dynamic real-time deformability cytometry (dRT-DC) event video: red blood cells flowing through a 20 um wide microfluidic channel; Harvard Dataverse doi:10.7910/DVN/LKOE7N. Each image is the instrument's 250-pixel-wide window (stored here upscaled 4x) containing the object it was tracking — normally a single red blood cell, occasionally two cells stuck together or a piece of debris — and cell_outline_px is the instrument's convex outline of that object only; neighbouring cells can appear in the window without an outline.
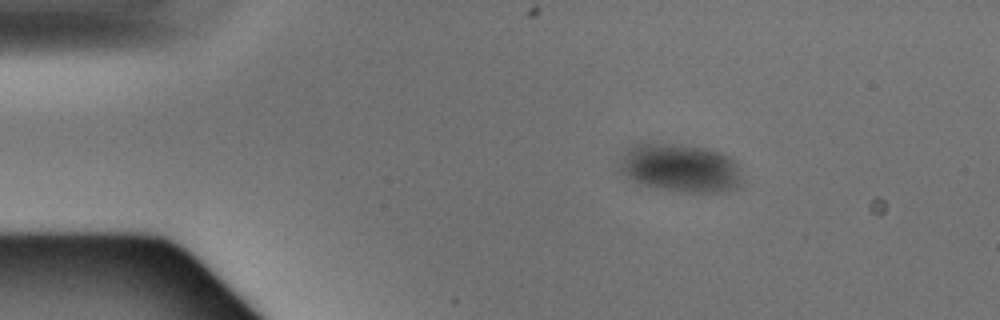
{"species": "Egyptian fruit bat (a non-hibernating species)", "species_latin": "Rousettus aegyptiacus", "temperature_condition": "warm", "stored_images_in_passage": 3, "camera_frame_rate_fps": 3000, "um_per_image_px": 0.085, "animal": {"sex": "male"}, "frame": {"image": 1, "passage_image": 2, "time_ms": 0.333, "image_size_px": [1000, 320], "cell_outline_px": [[740, 180], [736, 188], [720, 192], [688, 192], [656, 188], [632, 180], [620, 172], [620, 156], [624, 148], [632, 144], [684, 144], [708, 148], [720, 152], [736, 160], [740, 164]], "centroid_in_image_um": [57.81, 14.25], "position_along_channel_um": 27.2, "area_um2": 34.8}}